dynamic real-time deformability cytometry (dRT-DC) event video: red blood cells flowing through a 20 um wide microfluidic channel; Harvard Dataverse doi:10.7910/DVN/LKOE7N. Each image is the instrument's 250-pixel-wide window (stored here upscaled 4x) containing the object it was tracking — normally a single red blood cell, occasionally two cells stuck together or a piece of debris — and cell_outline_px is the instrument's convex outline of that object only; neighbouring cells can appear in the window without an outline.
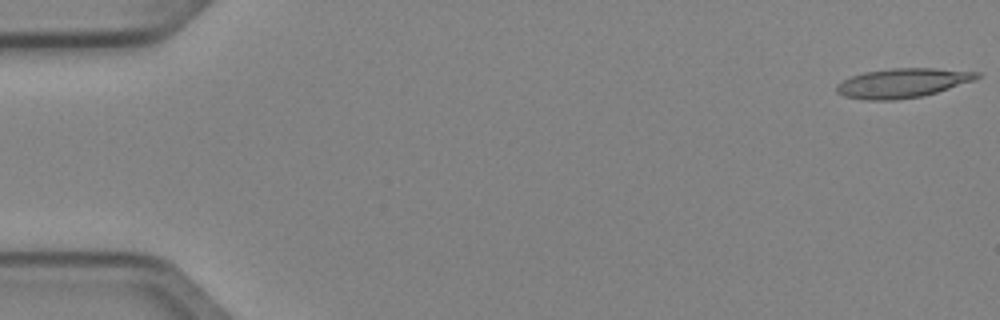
{"species": "Egyptian fruit bat (a non-hibernating species)", "species_latin": "Rousettus aegyptiacus", "temperature_condition": "cold", "stored_images_in_passage": 50, "camera_frame_rate_fps": 3000, "um_per_image_px": 0.085, "animal": {"sex": "female"}, "frame": {"image": 1, "passage_image": 1, "time_ms": 0.0, "image_size_px": [1000, 320], "cell_outline_px": [[980, 76], [972, 80], [924, 96], [896, 100], [864, 100], [844, 96], [836, 92], [836, 84], [852, 76], [864, 72], [892, 68], [932, 68], [980, 72]], "centroid_in_image_um": [76.66, 7.06], "position_along_channel_um": 8.3, "area_um2": 23.81}}
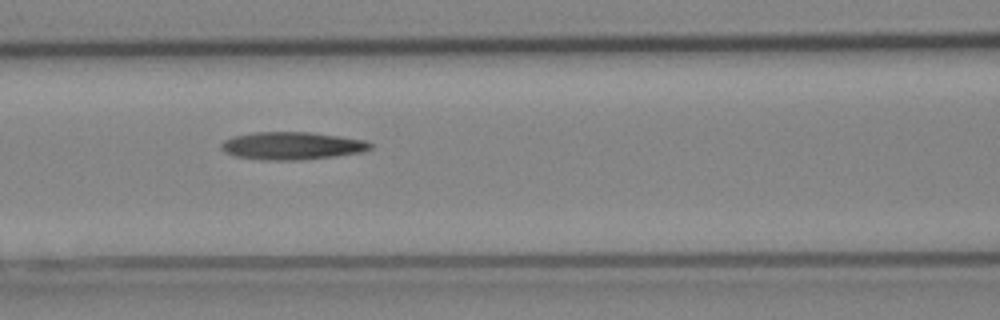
{"frame": {"image": 2, "passage_image": 22, "time_ms": 7.0, "image_size_px": [1000, 320], "cell_outline_px": [[372, 148], [360, 152], [336, 156], [300, 160], [264, 160], [236, 156], [224, 152], [220, 148], [220, 144], [224, 140], [232, 136], [252, 132], [312, 132], [340, 136], [364, 140], [372, 144]], "centroid_in_image_um": [24.78, 12.38], "position_along_channel_um": 141.8, "area_um2": 24.16}}
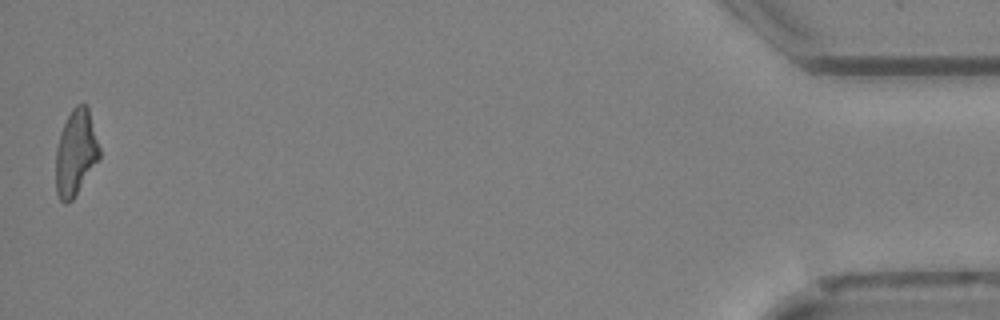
{"frame": {"image": 3, "passage_image": 50, "time_ms": 16.333, "image_size_px": [1000, 320], "cell_outline_px": [[100, 160], [72, 200], [68, 204], [64, 204], [60, 200], [56, 192], [56, 148], [60, 132], [72, 108], [76, 104], [88, 104], [100, 148]], "centroid_in_image_um": [6.45, 12.98], "position_along_channel_um": 428.7, "area_um2": 22.2}, "authors_computed_cell_mechanics": {"area_um2": 22.831, "velocity_mm_per_s": 4.0489, "shape_relaxation_time_tau1_ms": null, "shape_relaxation_time_tau2_ms": 4.714, "deformation_change_tau1": null, "deformation_change_tau2": 0.1791}}